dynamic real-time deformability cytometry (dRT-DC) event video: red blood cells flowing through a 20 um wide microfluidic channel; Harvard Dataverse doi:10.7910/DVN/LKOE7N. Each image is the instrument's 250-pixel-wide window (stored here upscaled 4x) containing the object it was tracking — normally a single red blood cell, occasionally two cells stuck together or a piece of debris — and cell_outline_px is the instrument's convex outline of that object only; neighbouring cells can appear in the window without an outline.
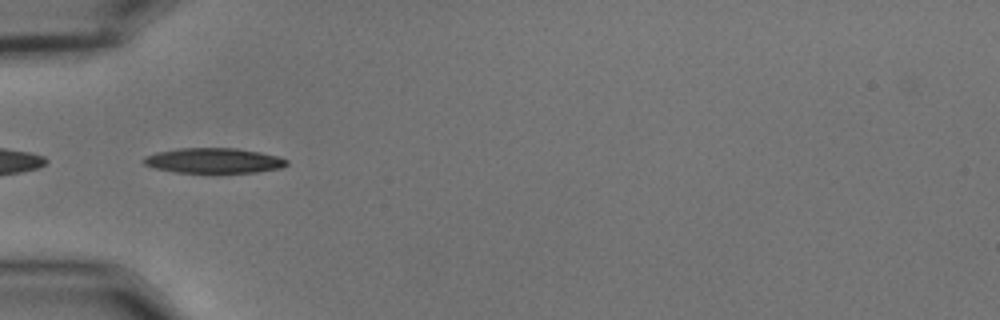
{"species": "common noctule bat (a hibernating species)", "species_latin": "Nyctalus noctula", "temperature_condition": "cold", "stored_images_in_passage": 4, "camera_frame_rate_fps": 3000, "um_per_image_px": 0.085, "animal": {"sex": "male", "body_mass_g": 15.6}, "frame": {"image": 1, "passage_image": 1, "time_ms": 0.0, "image_size_px": [1000, 320], "cell_outline_px": [[288, 164], [280, 168], [256, 172], [176, 172], [156, 168], [144, 164], [140, 160], [144, 156], [156, 152], [176, 148], [236, 148], [260, 152], [280, 156], [288, 160]], "centroid_in_image_um": [18.15, 13.63], "position_along_channel_um": 66.8, "area_um2": 20.98}}